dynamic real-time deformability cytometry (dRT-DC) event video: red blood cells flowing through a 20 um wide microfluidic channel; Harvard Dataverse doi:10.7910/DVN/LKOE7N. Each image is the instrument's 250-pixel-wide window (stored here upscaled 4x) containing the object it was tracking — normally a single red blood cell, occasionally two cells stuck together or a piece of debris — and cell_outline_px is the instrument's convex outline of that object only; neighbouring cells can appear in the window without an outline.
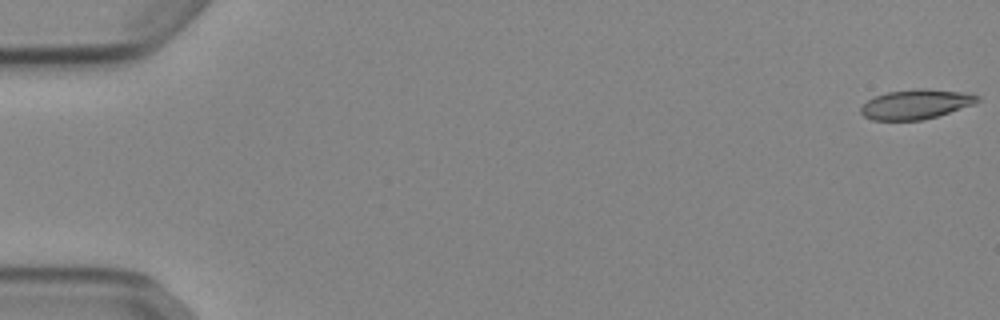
{"species": "Egyptian fruit bat (a non-hibernating species)", "species_latin": "Rousettus aegyptiacus", "temperature_condition": "cold", "stored_images_in_passage": 53, "camera_frame_rate_fps": 3000, "um_per_image_px": 0.085, "animal": {"sex": "female"}, "frame": {"image": 1, "passage_image": 1, "time_ms": 0.0, "image_size_px": [1000, 320], "cell_outline_px": [[980, 100], [976, 104], [924, 120], [872, 120], [864, 116], [860, 112], [860, 108], [872, 96], [888, 92], [916, 88], [924, 88], [972, 92], [980, 96]], "centroid_in_image_um": [77.91, 8.84], "position_along_channel_um": 7.1, "area_um2": 20.58}}
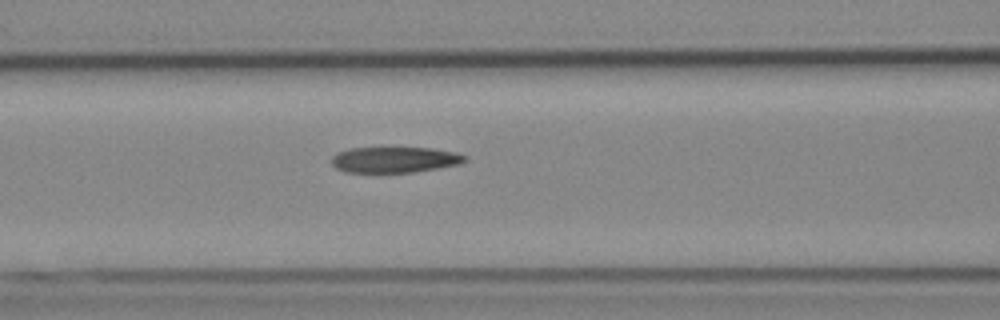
{"frame": {"image": 2, "passage_image": 23, "time_ms": 7.333, "image_size_px": [1000, 320], "cell_outline_px": [[468, 160], [460, 164], [412, 172], [344, 172], [336, 168], [332, 164], [332, 156], [348, 148], [432, 148], [456, 152], [468, 156]], "centroid_in_image_um": [33.58, 13.57], "position_along_channel_um": 133.0, "area_um2": 20.0}}
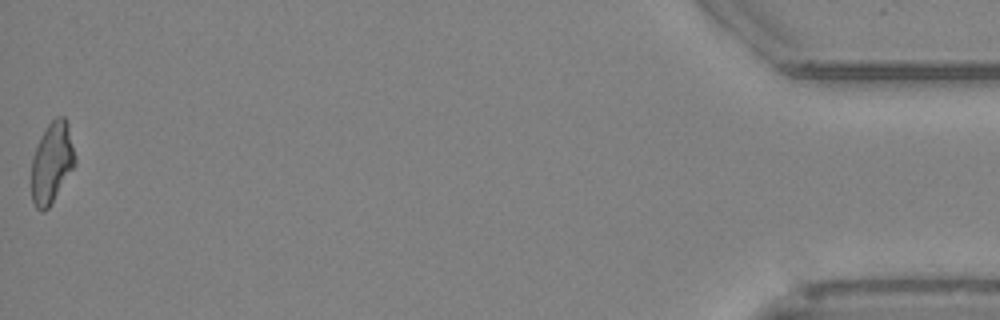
{"frame": {"image": 3, "passage_image": 53, "time_ms": 17.333, "image_size_px": [1000, 320], "cell_outline_px": [[76, 164], [48, 208], [44, 212], [40, 212], [36, 208], [32, 200], [32, 156], [40, 136], [48, 124], [56, 116], [64, 116], [68, 124], [76, 156]], "centroid_in_image_um": [4.41, 13.81], "position_along_channel_um": 430.8, "area_um2": 20.63}, "authors_computed_cell_mechanics": {"area_um2": 20.9814, "velocity_mm_per_s": 3.8915, "shape_relaxation_time_tau1_ms": null, "shape_relaxation_time_tau2_ms": 4.1421, "deformation_change_tau1": null, "deformation_change_tau2": 0.1231}}